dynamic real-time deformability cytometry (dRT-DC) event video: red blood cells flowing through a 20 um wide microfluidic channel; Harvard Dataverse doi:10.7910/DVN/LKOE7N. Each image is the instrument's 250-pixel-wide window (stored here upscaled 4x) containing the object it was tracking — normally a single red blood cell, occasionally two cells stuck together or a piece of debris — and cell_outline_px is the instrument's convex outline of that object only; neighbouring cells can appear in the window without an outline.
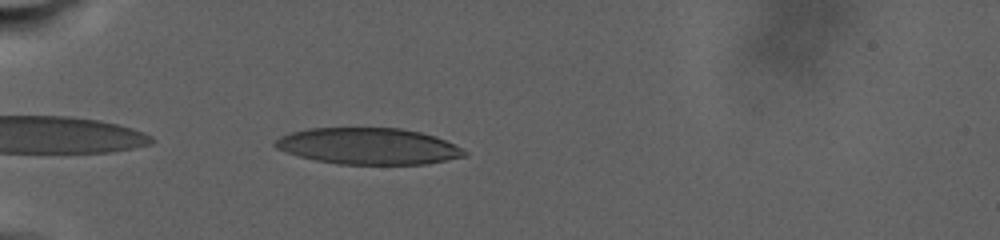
{"species": "human", "species_latin": "Homo sapiens", "temperature_condition": "warm", "stored_images_in_passage": 62, "camera_frame_rate_fps": 3000, "um_per_image_px": 0.085, "donor": {"sex": "male"}, "frame": {"image": 1, "passage_image": 4, "time_ms": 1.0, "image_size_px": [1000, 240], "cell_outline_px": [[468, 156], [428, 164], [336, 164], [316, 160], [284, 152], [276, 148], [272, 144], [280, 136], [292, 132], [308, 128], [400, 128], [420, 132], [436, 136], [468, 152]], "centroid_in_image_um": [31.31, 12.43], "position_along_channel_um": 53.7, "area_um2": 40.23}}
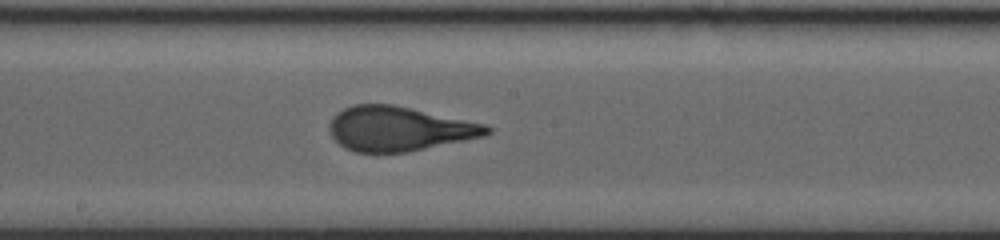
{"frame": {"image": 2, "passage_image": 32, "time_ms": 9.333, "image_size_px": [1000, 240], "cell_outline_px": [[492, 132], [484, 136], [408, 152], [356, 152], [344, 148], [332, 136], [328, 128], [328, 124], [332, 116], [336, 112], [352, 104], [392, 104], [484, 124], [492, 128]], "centroid_in_image_um": [33.87, 10.94], "position_along_channel_um": 214.3, "area_um2": 40.69}}
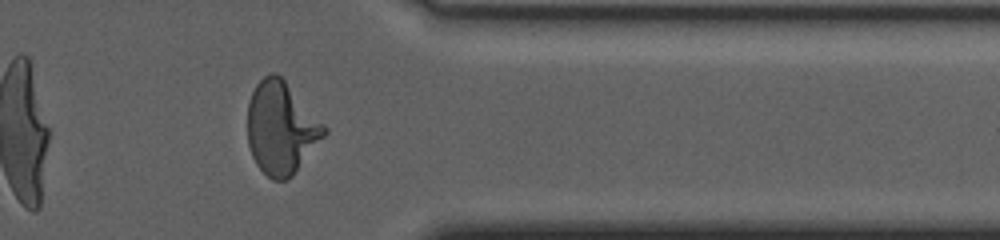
{"frame": {"image": 3, "passage_image": 56, "time_ms": 17.333, "image_size_px": [1000, 240], "cell_outline_px": [[328, 132], [292, 176], [288, 180], [272, 180], [256, 164], [252, 156], [248, 144], [248, 100], [256, 84], [264, 76], [272, 72], [276, 72], [284, 80], [328, 128]], "centroid_in_image_um": [23.89, 10.88], "position_along_channel_um": 387.5, "area_um2": 41.1}, "authors_computed_cell_mechanics": {"area_um2": 40.9224, "velocity_mm_per_s": 2.2413, "shape_relaxation_time_tau1_ms": 10.7084, "shape_relaxation_time_tau2_ms": null, "deformation_change_tau1": 0.2894, "deformation_change_tau2": null}}